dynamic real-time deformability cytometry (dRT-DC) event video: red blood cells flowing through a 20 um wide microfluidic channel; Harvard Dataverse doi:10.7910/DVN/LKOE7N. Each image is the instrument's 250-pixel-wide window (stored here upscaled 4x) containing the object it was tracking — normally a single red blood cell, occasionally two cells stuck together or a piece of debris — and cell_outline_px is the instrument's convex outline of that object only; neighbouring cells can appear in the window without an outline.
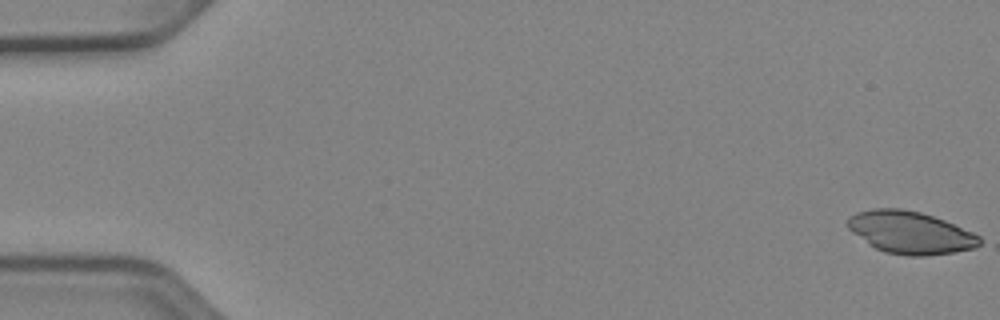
{"species": "Egyptian fruit bat (a non-hibernating species)", "species_latin": "Rousettus aegyptiacus", "temperature_condition": "cold", "stored_images_in_passage": 18, "camera_frame_rate_fps": 3000, "um_per_image_px": 0.085, "animal": {"sex": "female"}, "frame": {"image": 1, "passage_image": 1, "time_ms": 0.0, "image_size_px": [1000, 320], "cell_outline_px": [[980, 244], [976, 248], [952, 252], [924, 256], [908, 256], [884, 252], [868, 244], [852, 232], [848, 228], [848, 216], [856, 212], [872, 208], [900, 208], [920, 212], [944, 220], [972, 232], [980, 236]], "centroid_in_image_um": [77.35, 19.76], "position_along_channel_um": 7.6, "area_um2": 32.54}}